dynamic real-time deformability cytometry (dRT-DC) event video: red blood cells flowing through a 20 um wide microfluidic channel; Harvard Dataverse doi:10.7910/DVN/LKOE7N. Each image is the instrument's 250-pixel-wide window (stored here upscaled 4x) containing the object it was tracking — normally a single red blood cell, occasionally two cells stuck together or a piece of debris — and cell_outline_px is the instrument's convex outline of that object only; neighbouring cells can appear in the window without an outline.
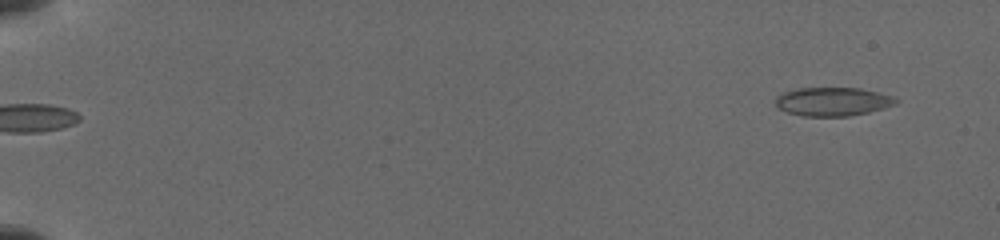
{"species": "common noctule bat (a hibernating species)", "species_latin": "Nyctalus noctula", "temperature_condition": "cold", "stored_images_in_passage": 45, "camera_frame_rate_fps": 3000, "um_per_image_px": 0.085, "animal": {"sex": "female", "body_mass_g": 19.5, "forearm_length_mm": 54.1}, "frame": {"image": 1, "passage_image": 3, "time_ms": 0.333, "image_size_px": [1000, 240], "cell_outline_px": [[896, 100], [892, 104], [884, 108], [868, 112], [848, 116], [804, 116], [788, 112], [780, 108], [776, 104], [776, 100], [784, 92], [800, 88], [860, 88], [876, 92], [888, 96]], "centroid_in_image_um": [70.74, 8.64], "position_along_channel_um": 14.3, "area_um2": 19.42}}
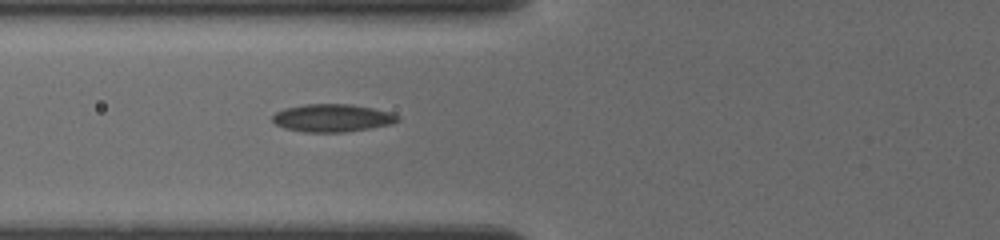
{"frame": {"image": 2, "passage_image": 33, "time_ms": 6.667, "image_size_px": [1000, 240], "cell_outline_px": [[400, 120], [392, 124], [344, 132], [304, 132], [284, 128], [276, 124], [272, 120], [272, 116], [276, 112], [284, 108], [304, 104], [352, 104], [392, 112], [400, 116]], "centroid_in_image_um": [28.25, 10.02], "position_along_channel_um": 97.5, "area_um2": 20.35}}
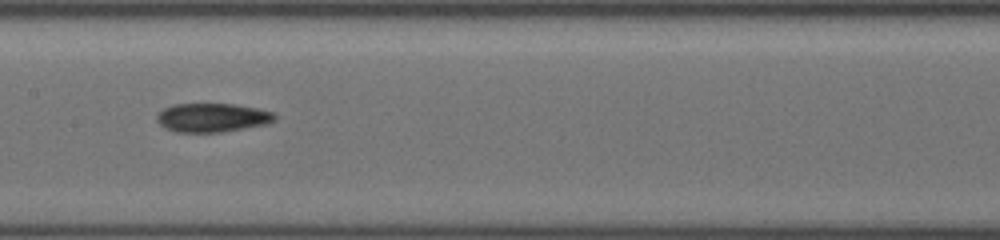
{"frame": {"image": 3, "passage_image": 44, "time_ms": 9.0, "image_size_px": [1000, 240], "cell_outline_px": [[276, 116], [268, 124], [220, 132], [176, 132], [160, 124], [156, 120], [156, 116], [164, 108], [172, 104], [232, 104], [256, 108], [272, 112]], "centroid_in_image_um": [18.02, 9.99], "position_along_channel_um": 189.4, "area_um2": 19.54}}